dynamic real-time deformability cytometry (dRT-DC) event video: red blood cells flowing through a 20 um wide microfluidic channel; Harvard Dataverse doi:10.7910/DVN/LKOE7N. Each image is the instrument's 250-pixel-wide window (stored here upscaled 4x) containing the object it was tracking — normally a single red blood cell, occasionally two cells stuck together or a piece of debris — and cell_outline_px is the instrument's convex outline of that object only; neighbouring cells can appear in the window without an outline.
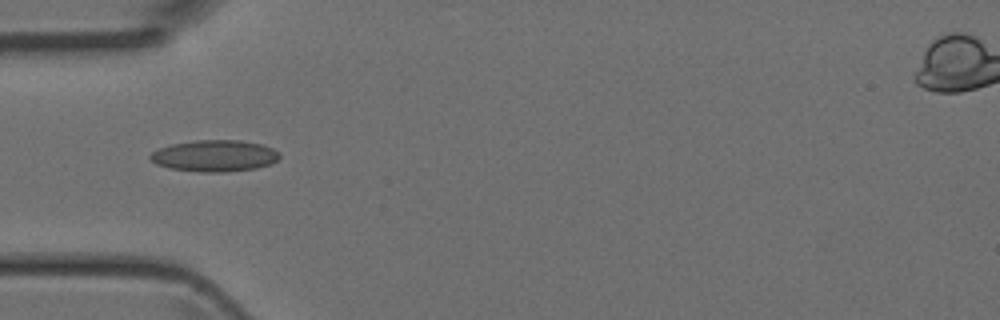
{"species": "Egyptian fruit bat (a non-hibernating species)", "species_latin": "Rousettus aegyptiacus", "temperature_condition": "room temperature", "stored_images_in_passage": 4, "camera_frame_rate_fps": 3000, "um_per_image_px": 0.085, "animal": {"sex": "female"}, "frame": {"image": 1, "passage_image": 4, "time_ms": 1.0, "image_size_px": [1000, 320], "cell_outline_px": [[280, 156], [276, 160], [268, 164], [256, 168], [224, 172], [200, 172], [168, 168], [156, 164], [148, 156], [152, 152], [160, 148], [172, 144], [196, 140], [240, 140], [264, 144], [280, 152]], "centroid_in_image_um": [18.24, 13.24], "position_along_channel_um": 66.8, "area_um2": 23.76}}